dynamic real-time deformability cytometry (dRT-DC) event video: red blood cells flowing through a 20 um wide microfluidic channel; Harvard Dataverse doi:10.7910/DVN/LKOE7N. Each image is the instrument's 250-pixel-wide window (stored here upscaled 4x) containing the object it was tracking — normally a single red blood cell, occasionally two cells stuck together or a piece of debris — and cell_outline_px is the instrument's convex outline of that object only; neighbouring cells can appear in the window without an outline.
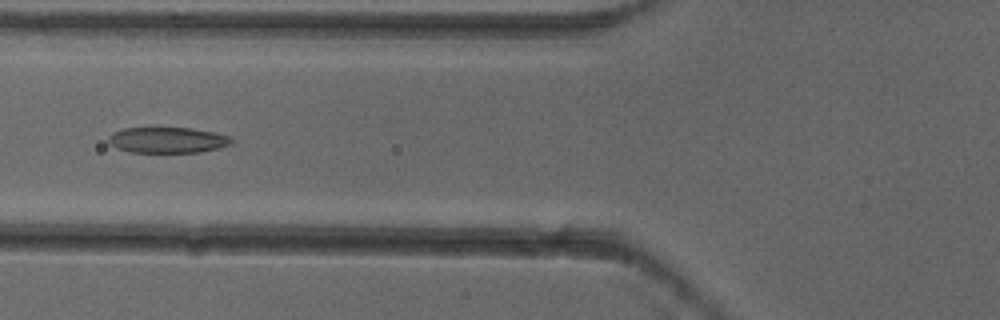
{"species": "common noctule bat (a hibernating species)", "species_latin": "Nyctalus noctula", "temperature_condition": "cold", "stored_images_in_passage": 5, "camera_frame_rate_fps": 3000, "um_per_image_px": 0.085, "animal": {"sex": "female"}, "frame": {"image": 1, "passage_image": 5, "time_ms": 1.333, "image_size_px": [1000, 320], "cell_outline_px": [[232, 144], [200, 152], [128, 152], [116, 148], [108, 144], [108, 136], [112, 132], [124, 128], [192, 128], [212, 132], [228, 136], [232, 140]], "centroid_in_image_um": [14.17, 11.9], "position_along_channel_um": 111.6, "area_um2": 18.44}}